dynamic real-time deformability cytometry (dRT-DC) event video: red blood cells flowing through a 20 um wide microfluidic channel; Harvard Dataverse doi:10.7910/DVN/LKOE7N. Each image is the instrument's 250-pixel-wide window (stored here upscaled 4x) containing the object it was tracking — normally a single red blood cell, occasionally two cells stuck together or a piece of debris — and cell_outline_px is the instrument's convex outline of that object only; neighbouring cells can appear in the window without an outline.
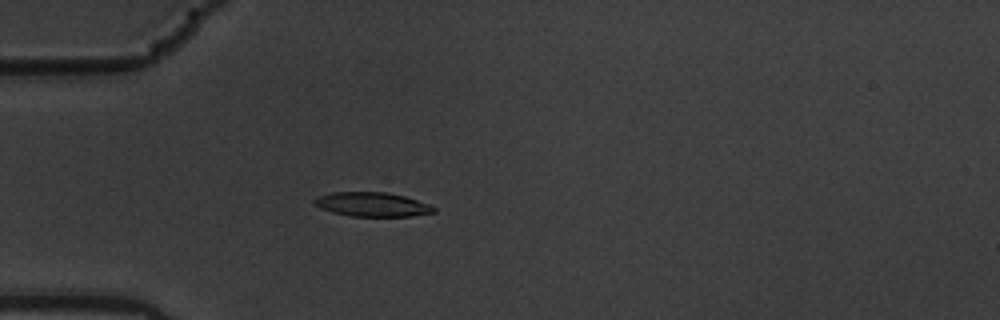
{"species": "common noctule bat (a hibernating species)", "species_latin": "Nyctalus noctula", "temperature_condition": "warm", "stored_images_in_passage": 38, "camera_frame_rate_fps": 3000, "um_per_image_px": 0.085, "animal": {"sex": "male", "body_mass_g": 19.5, "forearm_length_mm": 54.6}, "frame": {"image": 1, "passage_image": 1, "time_ms": 0.0, "image_size_px": [1000, 320], "cell_outline_px": [[436, 212], [412, 216], [352, 216], [332, 212], [320, 208], [312, 200], [320, 196], [332, 192], [388, 192], [404, 196], [428, 204], [436, 208]], "centroid_in_image_um": [31.65, 17.37], "position_along_channel_um": 53.4, "area_um2": 16.7}, "authors_computed_cell_mechanics": {"area_um2": 18.2359, "velocity_mm_per_s": 3.5261, "shape_relaxation_time_tau1_ms": 1.6745, "shape_relaxation_time_tau2_ms": 4.471, "deformation_change_tau1": 0.1004, "deformation_change_tau2": 0.0937}}